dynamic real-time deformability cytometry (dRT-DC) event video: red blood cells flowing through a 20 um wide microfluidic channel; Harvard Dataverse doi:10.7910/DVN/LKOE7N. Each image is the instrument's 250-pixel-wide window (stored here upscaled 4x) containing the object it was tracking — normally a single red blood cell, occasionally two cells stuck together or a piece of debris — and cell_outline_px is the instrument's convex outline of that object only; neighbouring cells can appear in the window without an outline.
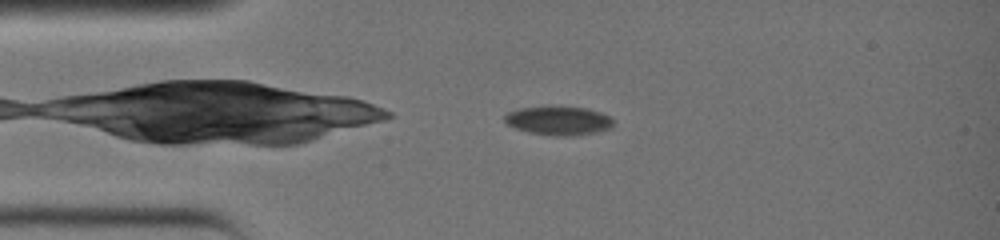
{"species": "common noctule bat (a hibernating species)", "species_latin": "Nyctalus noctula", "temperature_condition": "warm", "stored_images_in_passage": 31, "camera_frame_rate_fps": 3000, "um_per_image_px": 0.085, "animal": {"sex": "female", "body_mass_g": 19.0, "forearm_length_mm": 51.5}, "frame": {"image": 1, "passage_image": 1, "time_ms": 0.0, "image_size_px": [1000, 240], "cell_outline_px": [[612, 124], [608, 128], [592, 132], [568, 136], [552, 136], [528, 132], [516, 128], [508, 124], [504, 120], [504, 116], [508, 112], [520, 108], [584, 108], [608, 116], [612, 120]], "centroid_in_image_um": [47.4, 10.28], "position_along_channel_um": 37.6, "area_um2": 17.34}}
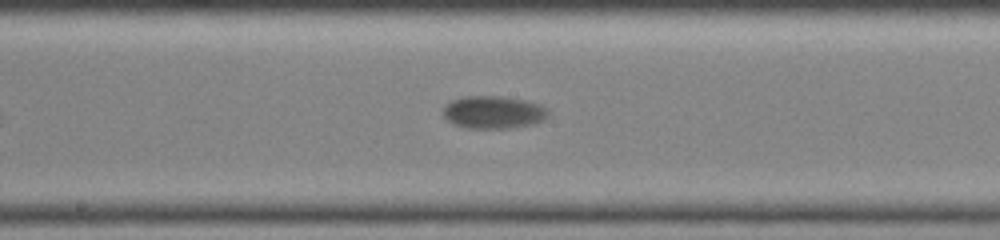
{"frame": {"image": 2, "passage_image": 13, "time_ms": 4.0, "image_size_px": [1000, 240], "cell_outline_px": [[548, 116], [544, 120], [536, 124], [508, 128], [468, 128], [452, 124], [444, 116], [444, 108], [452, 100], [464, 96], [500, 96], [524, 100], [540, 104], [548, 108]], "centroid_in_image_um": [41.98, 9.55], "position_along_channel_um": 206.2, "area_um2": 20.06}}
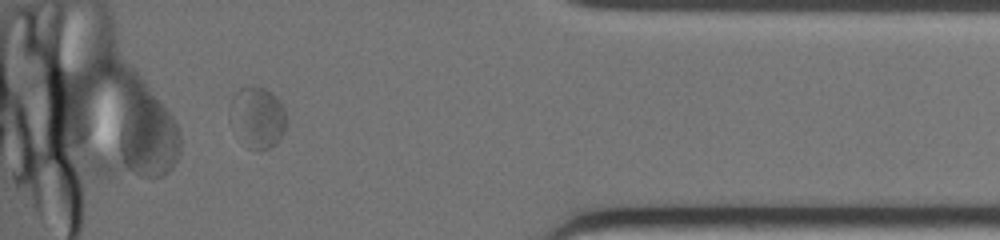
{"frame": {"image": 3, "passage_image": 27, "time_ms": 8.667, "image_size_px": [1000, 240], "cell_outline_px": [[284, 128], [276, 144], [268, 148], [256, 152], [248, 148], [232, 132], [228, 120], [228, 112], [232, 96], [240, 88], [248, 84], [252, 84], [264, 88], [276, 96], [280, 100], [284, 108]], "centroid_in_image_um": [21.79, 9.97], "position_along_channel_um": 413.4, "area_um2": 20.81}}